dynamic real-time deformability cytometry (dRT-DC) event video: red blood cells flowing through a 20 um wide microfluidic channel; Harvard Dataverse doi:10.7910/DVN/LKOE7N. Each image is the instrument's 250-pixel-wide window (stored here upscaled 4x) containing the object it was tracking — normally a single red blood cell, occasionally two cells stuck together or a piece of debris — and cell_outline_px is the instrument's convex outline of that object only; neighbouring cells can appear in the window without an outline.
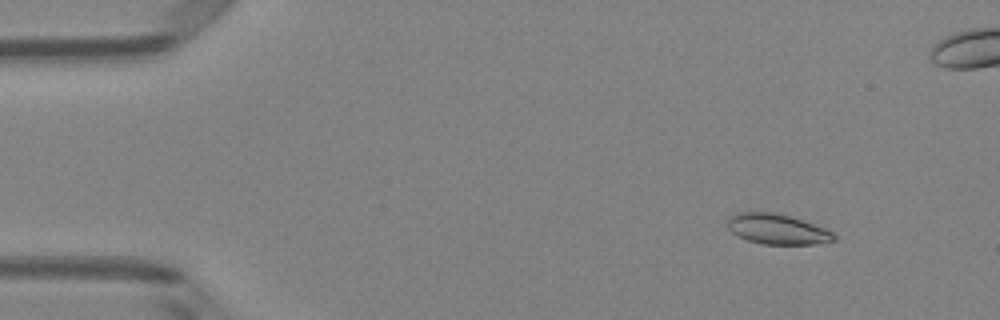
{"species": "Egyptian fruit bat (a non-hibernating species)", "species_latin": "Rousettus aegyptiacus", "temperature_condition": "room temperature", "stored_images_in_passage": 7, "camera_frame_rate_fps": 3000, "um_per_image_px": 0.085, "animal": {"sex": "female"}, "frame": {"image": 1, "passage_image": 2, "time_ms": 0.333, "image_size_px": [1000, 320], "cell_outline_px": [[836, 240], [816, 244], [764, 244], [748, 240], [732, 232], [728, 228], [728, 216], [736, 212], [776, 212], [824, 228], [832, 232], [836, 236]], "centroid_in_image_um": [66.04, 19.47], "position_along_channel_um": 19.0, "area_um2": 18.55}}
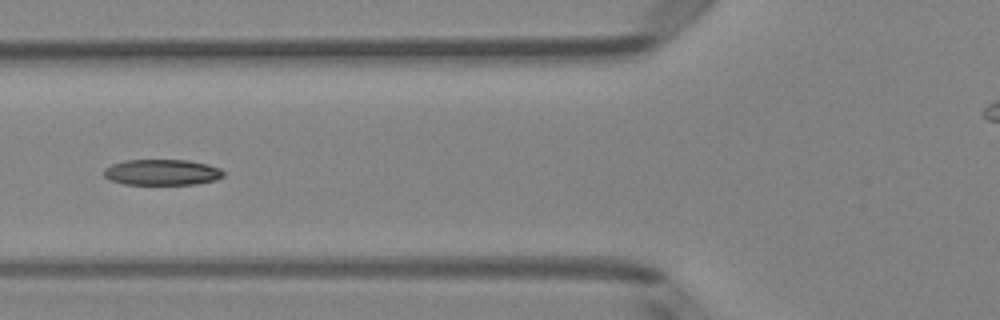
{"frame": {"image": 2, "passage_image": 6, "time_ms": 1.667, "image_size_px": [1000, 320], "cell_outline_px": [[224, 176], [216, 180], [196, 184], [124, 184], [108, 180], [104, 176], [104, 168], [112, 164], [124, 160], [188, 160], [208, 164], [220, 168], [224, 172]], "centroid_in_image_um": [13.77, 14.64], "position_along_channel_um": 112.0, "area_um2": 18.15}}
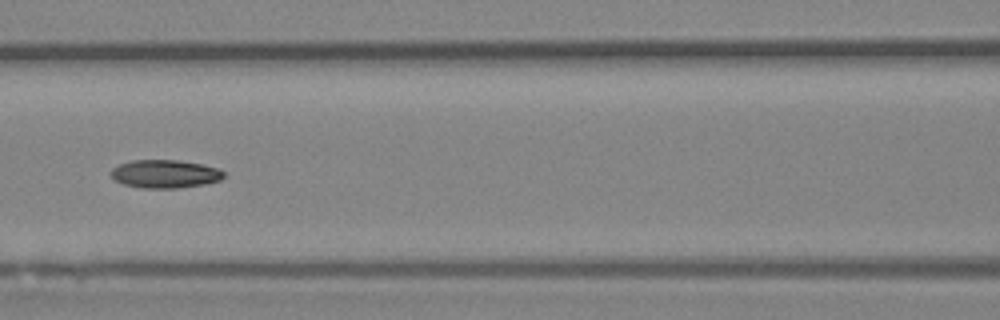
{"frame": {"image": 3, "passage_image": 7, "time_ms": 2.0, "image_size_px": [1000, 320], "cell_outline_px": [[224, 176], [220, 180], [204, 184], [176, 188], [140, 188], [124, 184], [116, 180], [112, 176], [112, 168], [120, 164], [132, 160], [176, 160], [200, 164], [216, 168], [224, 172]], "centroid_in_image_um": [14.01, 14.78], "position_along_channel_um": 152.6, "area_um2": 18.26}}